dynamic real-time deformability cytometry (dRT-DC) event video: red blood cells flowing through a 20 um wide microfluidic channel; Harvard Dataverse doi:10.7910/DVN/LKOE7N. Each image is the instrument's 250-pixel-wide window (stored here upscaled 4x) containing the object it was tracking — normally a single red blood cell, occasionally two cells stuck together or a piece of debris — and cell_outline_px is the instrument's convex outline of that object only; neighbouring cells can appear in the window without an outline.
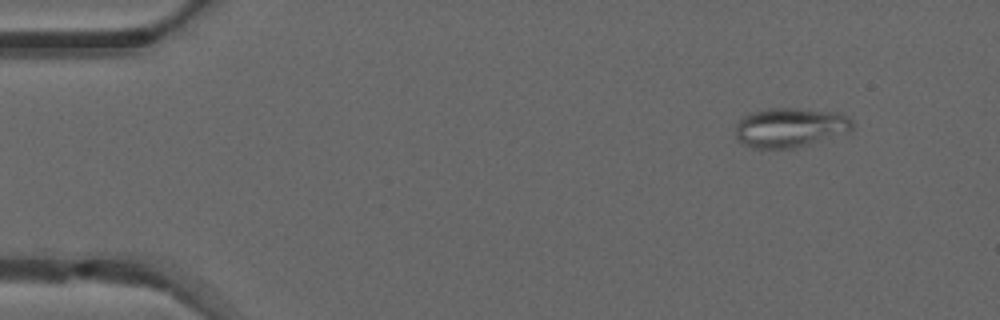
{"species": "common noctule bat (a hibernating species)", "species_latin": "Nyctalus noctula", "temperature_condition": "warm", "stored_images_in_passage": 50, "camera_frame_rate_fps": 3000, "um_per_image_px": 0.085, "animal": {"sex": "male", "forearm_length_mm": 52.5}, "frame": {"image": 1, "passage_image": 5, "time_ms": 1.333, "image_size_px": [1000, 320], "cell_outline_px": [[852, 128], [848, 132], [796, 148], [752, 148], [736, 140], [736, 124], [744, 116], [752, 112], [768, 108], [796, 108], [836, 112], [848, 116], [852, 120]], "centroid_in_image_um": [67.14, 10.84], "position_along_channel_um": 17.9, "area_um2": 26.88}}
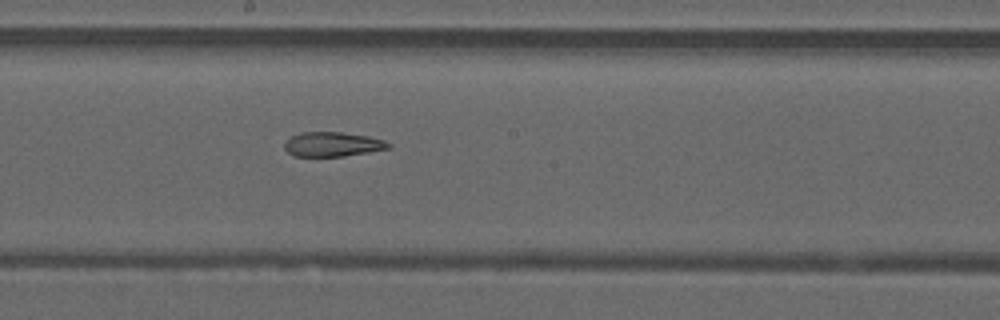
{"frame": {"image": 2, "passage_image": 27, "time_ms": 8.667, "image_size_px": [1000, 320], "cell_outline_px": [[392, 148], [344, 156], [292, 156], [284, 148], [284, 144], [292, 136], [300, 132], [340, 132], [368, 136], [384, 140], [392, 144]], "centroid_in_image_um": [28.29, 12.26], "position_along_channel_um": 219.9, "area_um2": 14.85}}
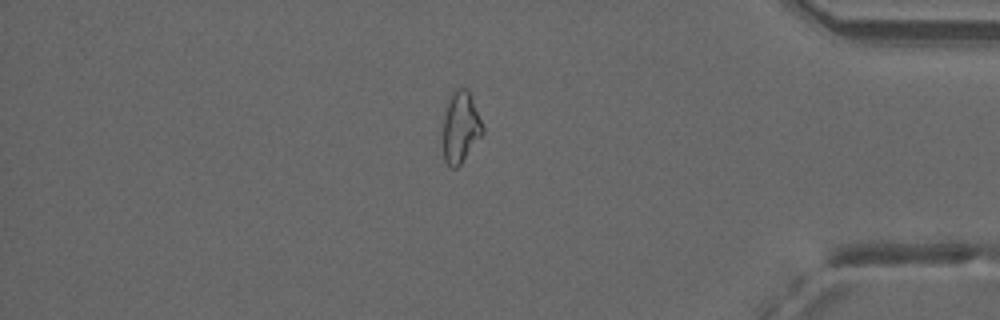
{"frame": {"image": 3, "passage_image": 42, "time_ms": 13.667, "image_size_px": [1000, 320], "cell_outline_px": [[484, 132], [460, 164], [456, 168], [452, 168], [444, 160], [444, 116], [448, 100], [452, 92], [460, 84], [468, 88], [484, 128]], "centroid_in_image_um": [39.16, 10.75], "position_along_channel_um": 396.0, "area_um2": 16.36}}